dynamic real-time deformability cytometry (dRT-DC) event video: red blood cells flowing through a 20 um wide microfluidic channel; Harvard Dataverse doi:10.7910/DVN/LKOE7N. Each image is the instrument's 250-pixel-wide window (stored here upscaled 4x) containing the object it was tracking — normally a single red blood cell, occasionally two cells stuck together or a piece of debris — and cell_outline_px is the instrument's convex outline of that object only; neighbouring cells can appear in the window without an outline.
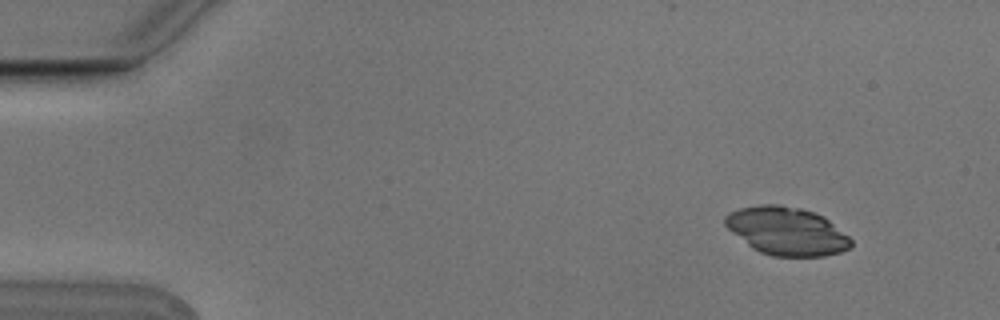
{"species": "Egyptian fruit bat (a non-hibernating species)", "species_latin": "Rousettus aegyptiacus", "temperature_condition": "cold", "stored_images_in_passage": 4, "camera_frame_rate_fps": 3000, "um_per_image_px": 0.085, "animal": {"sex": "male"}, "frame": {"image": 1, "passage_image": 1, "time_ms": 0.0, "image_size_px": [1000, 320], "cell_outline_px": [[852, 244], [848, 248], [840, 252], [824, 256], [772, 256], [760, 252], [752, 248], [732, 232], [724, 224], [724, 216], [740, 208], [760, 204], [780, 204], [800, 208], [824, 216], [848, 236], [852, 240]], "centroid_in_image_um": [66.86, 19.64], "position_along_channel_um": 18.1, "area_um2": 35.08}}